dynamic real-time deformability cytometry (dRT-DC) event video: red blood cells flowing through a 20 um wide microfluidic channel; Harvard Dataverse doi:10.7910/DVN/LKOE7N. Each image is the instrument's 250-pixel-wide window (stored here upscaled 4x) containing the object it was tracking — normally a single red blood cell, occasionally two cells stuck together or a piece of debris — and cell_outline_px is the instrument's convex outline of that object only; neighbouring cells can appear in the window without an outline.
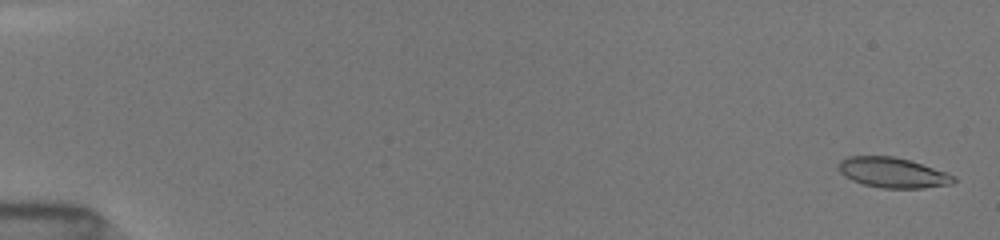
{"species": "common noctule bat (a hibernating species)", "species_latin": "Nyctalus noctula", "temperature_condition": "room temperature", "stored_images_in_passage": 18, "camera_frame_rate_fps": 3000, "um_per_image_px": 0.085, "animal": {"sex": "female", "body_mass_g": 19.5, "forearm_length_mm": 54.1}, "frame": {"image": 1, "passage_image": 1, "time_ms": 0.0, "image_size_px": [1000, 240], "cell_outline_px": [[956, 180], [952, 184], [924, 188], [880, 188], [864, 184], [852, 180], [844, 176], [836, 168], [836, 164], [840, 160], [848, 156], [896, 156], [948, 172], [956, 176]], "centroid_in_image_um": [75.87, 14.67], "position_along_channel_um": 9.1, "area_um2": 20.58}}
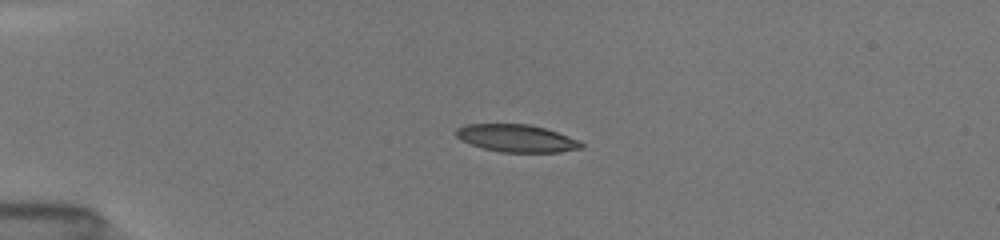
{"frame": {"image": 2, "passage_image": 9, "time_ms": 4.0, "image_size_px": [1000, 240], "cell_outline_px": [[584, 148], [560, 152], [500, 152], [484, 148], [460, 140], [456, 136], [456, 128], [464, 124], [528, 124], [544, 128], [580, 140], [584, 144]], "centroid_in_image_um": [43.92, 11.75], "position_along_channel_um": 41.1, "area_um2": 20.06}}
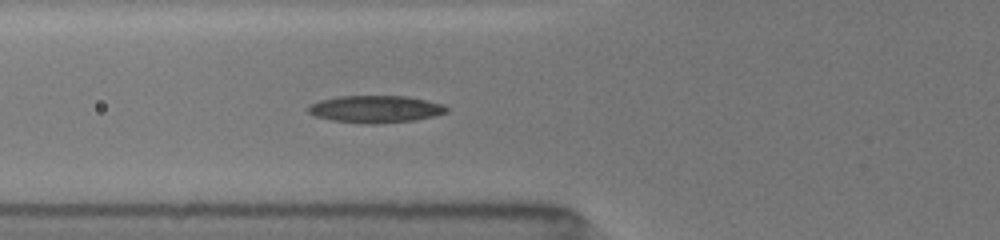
{"frame": {"image": 3, "passage_image": 18, "time_ms": 6.333, "image_size_px": [1000, 240], "cell_outline_px": [[448, 112], [416, 120], [372, 124], [332, 120], [316, 116], [308, 112], [304, 108], [308, 104], [320, 100], [336, 96], [408, 96], [428, 100], [444, 104], [448, 108]], "centroid_in_image_um": [31.9, 9.26], "position_along_channel_um": 93.9, "area_um2": 22.08}}